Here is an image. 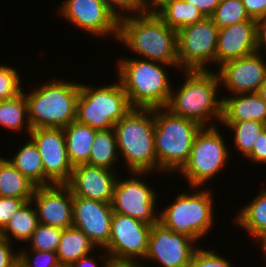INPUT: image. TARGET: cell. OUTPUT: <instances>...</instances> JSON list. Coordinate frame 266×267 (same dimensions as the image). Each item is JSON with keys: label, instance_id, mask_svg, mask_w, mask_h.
<instances>
[{"label": "cell", "instance_id": "obj_21", "mask_svg": "<svg viewBox=\"0 0 266 267\" xmlns=\"http://www.w3.org/2000/svg\"><path fill=\"white\" fill-rule=\"evenodd\" d=\"M227 95L222 97L220 123L253 120L266 124V102L257 92Z\"/></svg>", "mask_w": 266, "mask_h": 267}, {"label": "cell", "instance_id": "obj_14", "mask_svg": "<svg viewBox=\"0 0 266 267\" xmlns=\"http://www.w3.org/2000/svg\"><path fill=\"white\" fill-rule=\"evenodd\" d=\"M42 157L44 186L66 184L72 173L63 128H34L29 136Z\"/></svg>", "mask_w": 266, "mask_h": 267}, {"label": "cell", "instance_id": "obj_47", "mask_svg": "<svg viewBox=\"0 0 266 267\" xmlns=\"http://www.w3.org/2000/svg\"><path fill=\"white\" fill-rule=\"evenodd\" d=\"M260 97L266 102V78L265 81L262 83V85L260 86V89L257 92Z\"/></svg>", "mask_w": 266, "mask_h": 267}, {"label": "cell", "instance_id": "obj_22", "mask_svg": "<svg viewBox=\"0 0 266 267\" xmlns=\"http://www.w3.org/2000/svg\"><path fill=\"white\" fill-rule=\"evenodd\" d=\"M261 191V192H260ZM234 217V223L256 241L257 244L266 236V189H261Z\"/></svg>", "mask_w": 266, "mask_h": 267}, {"label": "cell", "instance_id": "obj_45", "mask_svg": "<svg viewBox=\"0 0 266 267\" xmlns=\"http://www.w3.org/2000/svg\"><path fill=\"white\" fill-rule=\"evenodd\" d=\"M168 1L171 0H140V13L156 12Z\"/></svg>", "mask_w": 266, "mask_h": 267}, {"label": "cell", "instance_id": "obj_39", "mask_svg": "<svg viewBox=\"0 0 266 267\" xmlns=\"http://www.w3.org/2000/svg\"><path fill=\"white\" fill-rule=\"evenodd\" d=\"M13 244L7 238L0 236V267H15L19 263V250H14L16 244Z\"/></svg>", "mask_w": 266, "mask_h": 267}, {"label": "cell", "instance_id": "obj_2", "mask_svg": "<svg viewBox=\"0 0 266 267\" xmlns=\"http://www.w3.org/2000/svg\"><path fill=\"white\" fill-rule=\"evenodd\" d=\"M182 72L186 76L183 77L185 81L178 89L172 86L166 109L173 115L198 122L202 127L218 126L214 120L218 121V124L221 121L223 96H220L217 71L213 69Z\"/></svg>", "mask_w": 266, "mask_h": 267}, {"label": "cell", "instance_id": "obj_30", "mask_svg": "<svg viewBox=\"0 0 266 267\" xmlns=\"http://www.w3.org/2000/svg\"><path fill=\"white\" fill-rule=\"evenodd\" d=\"M0 125L11 132L23 131L29 135L32 127L28 118V104L24 91L18 96L0 101ZM25 128V129H24Z\"/></svg>", "mask_w": 266, "mask_h": 267}, {"label": "cell", "instance_id": "obj_3", "mask_svg": "<svg viewBox=\"0 0 266 267\" xmlns=\"http://www.w3.org/2000/svg\"><path fill=\"white\" fill-rule=\"evenodd\" d=\"M134 57H121L116 61V79L122 84L130 104L133 108H166L173 84L165 68L175 67Z\"/></svg>", "mask_w": 266, "mask_h": 267}, {"label": "cell", "instance_id": "obj_12", "mask_svg": "<svg viewBox=\"0 0 266 267\" xmlns=\"http://www.w3.org/2000/svg\"><path fill=\"white\" fill-rule=\"evenodd\" d=\"M151 226L143 221L113 212L109 243L104 250L111 260L140 261L148 251Z\"/></svg>", "mask_w": 266, "mask_h": 267}, {"label": "cell", "instance_id": "obj_31", "mask_svg": "<svg viewBox=\"0 0 266 267\" xmlns=\"http://www.w3.org/2000/svg\"><path fill=\"white\" fill-rule=\"evenodd\" d=\"M221 125L230 129L231 133L234 135V149L236 148L237 151L241 152L243 157H246L252 151L259 134L266 128L265 123L253 120L221 123Z\"/></svg>", "mask_w": 266, "mask_h": 267}, {"label": "cell", "instance_id": "obj_18", "mask_svg": "<svg viewBox=\"0 0 266 267\" xmlns=\"http://www.w3.org/2000/svg\"><path fill=\"white\" fill-rule=\"evenodd\" d=\"M112 217L111 204L73 196V227L83 231L97 248L109 243Z\"/></svg>", "mask_w": 266, "mask_h": 267}, {"label": "cell", "instance_id": "obj_35", "mask_svg": "<svg viewBox=\"0 0 266 267\" xmlns=\"http://www.w3.org/2000/svg\"><path fill=\"white\" fill-rule=\"evenodd\" d=\"M21 248L17 250H19V263L22 267H61L56 252Z\"/></svg>", "mask_w": 266, "mask_h": 267}, {"label": "cell", "instance_id": "obj_13", "mask_svg": "<svg viewBox=\"0 0 266 267\" xmlns=\"http://www.w3.org/2000/svg\"><path fill=\"white\" fill-rule=\"evenodd\" d=\"M57 9L60 17L79 30L98 38L111 36L117 41L119 18L103 0H64Z\"/></svg>", "mask_w": 266, "mask_h": 267}, {"label": "cell", "instance_id": "obj_16", "mask_svg": "<svg viewBox=\"0 0 266 267\" xmlns=\"http://www.w3.org/2000/svg\"><path fill=\"white\" fill-rule=\"evenodd\" d=\"M261 52H253L238 59L223 63L217 74L220 87L230 95L255 93L266 78V61Z\"/></svg>", "mask_w": 266, "mask_h": 267}, {"label": "cell", "instance_id": "obj_9", "mask_svg": "<svg viewBox=\"0 0 266 267\" xmlns=\"http://www.w3.org/2000/svg\"><path fill=\"white\" fill-rule=\"evenodd\" d=\"M221 134L219 125L202 127L196 134L188 162L179 171L186 178L187 185L192 187H207L206 183L226 168L229 164L230 149ZM216 175V177H215Z\"/></svg>", "mask_w": 266, "mask_h": 267}, {"label": "cell", "instance_id": "obj_32", "mask_svg": "<svg viewBox=\"0 0 266 267\" xmlns=\"http://www.w3.org/2000/svg\"><path fill=\"white\" fill-rule=\"evenodd\" d=\"M210 18L219 29L251 19L241 0H221Z\"/></svg>", "mask_w": 266, "mask_h": 267}, {"label": "cell", "instance_id": "obj_44", "mask_svg": "<svg viewBox=\"0 0 266 267\" xmlns=\"http://www.w3.org/2000/svg\"><path fill=\"white\" fill-rule=\"evenodd\" d=\"M262 49L266 52V17L256 20V50L263 53Z\"/></svg>", "mask_w": 266, "mask_h": 267}, {"label": "cell", "instance_id": "obj_49", "mask_svg": "<svg viewBox=\"0 0 266 267\" xmlns=\"http://www.w3.org/2000/svg\"><path fill=\"white\" fill-rule=\"evenodd\" d=\"M15 267H22L20 263H18Z\"/></svg>", "mask_w": 266, "mask_h": 267}, {"label": "cell", "instance_id": "obj_37", "mask_svg": "<svg viewBox=\"0 0 266 267\" xmlns=\"http://www.w3.org/2000/svg\"><path fill=\"white\" fill-rule=\"evenodd\" d=\"M31 199H18L0 196V231L9 223L11 217Z\"/></svg>", "mask_w": 266, "mask_h": 267}, {"label": "cell", "instance_id": "obj_17", "mask_svg": "<svg viewBox=\"0 0 266 267\" xmlns=\"http://www.w3.org/2000/svg\"><path fill=\"white\" fill-rule=\"evenodd\" d=\"M31 202L40 224L61 229L73 226V195L66 184L36 187Z\"/></svg>", "mask_w": 266, "mask_h": 267}, {"label": "cell", "instance_id": "obj_10", "mask_svg": "<svg viewBox=\"0 0 266 267\" xmlns=\"http://www.w3.org/2000/svg\"><path fill=\"white\" fill-rule=\"evenodd\" d=\"M129 173L130 175L127 179H125L127 176L124 179L117 178L111 201L113 212L132 217L150 225L158 223L159 212L158 207H156L159 200L158 191L150 187L148 182L143 181L146 178L145 176L154 172L131 171Z\"/></svg>", "mask_w": 266, "mask_h": 267}, {"label": "cell", "instance_id": "obj_26", "mask_svg": "<svg viewBox=\"0 0 266 267\" xmlns=\"http://www.w3.org/2000/svg\"><path fill=\"white\" fill-rule=\"evenodd\" d=\"M36 186L22 175L6 157L0 156V196L31 199Z\"/></svg>", "mask_w": 266, "mask_h": 267}, {"label": "cell", "instance_id": "obj_27", "mask_svg": "<svg viewBox=\"0 0 266 267\" xmlns=\"http://www.w3.org/2000/svg\"><path fill=\"white\" fill-rule=\"evenodd\" d=\"M118 158L120 156L114 129L96 130L87 164L117 171L115 166L120 161Z\"/></svg>", "mask_w": 266, "mask_h": 267}, {"label": "cell", "instance_id": "obj_40", "mask_svg": "<svg viewBox=\"0 0 266 267\" xmlns=\"http://www.w3.org/2000/svg\"><path fill=\"white\" fill-rule=\"evenodd\" d=\"M245 158L255 165L266 164V128L259 134L252 151Z\"/></svg>", "mask_w": 266, "mask_h": 267}, {"label": "cell", "instance_id": "obj_5", "mask_svg": "<svg viewBox=\"0 0 266 267\" xmlns=\"http://www.w3.org/2000/svg\"><path fill=\"white\" fill-rule=\"evenodd\" d=\"M72 82L64 79L50 80L36 88L33 87L30 92H25L23 88L32 129H64L71 122L76 121L80 82L75 80Z\"/></svg>", "mask_w": 266, "mask_h": 267}, {"label": "cell", "instance_id": "obj_41", "mask_svg": "<svg viewBox=\"0 0 266 267\" xmlns=\"http://www.w3.org/2000/svg\"><path fill=\"white\" fill-rule=\"evenodd\" d=\"M99 250L102 253V254L99 253V255H100V256H98L99 262H98V260H95L97 258H95L96 256H95L94 251H93V254L90 253L86 256H83L82 258H80L76 262L72 263L69 267H100L101 265H102L101 267H106L108 261L110 260L109 255L106 253L104 248H102V249L99 248ZM100 261L102 262V264H100L101 263ZM97 263H99L100 265Z\"/></svg>", "mask_w": 266, "mask_h": 267}, {"label": "cell", "instance_id": "obj_48", "mask_svg": "<svg viewBox=\"0 0 266 267\" xmlns=\"http://www.w3.org/2000/svg\"><path fill=\"white\" fill-rule=\"evenodd\" d=\"M258 243H259L260 247L262 248L261 249V251H263L262 254L264 255V257L266 259V236L261 241H259Z\"/></svg>", "mask_w": 266, "mask_h": 267}, {"label": "cell", "instance_id": "obj_24", "mask_svg": "<svg viewBox=\"0 0 266 267\" xmlns=\"http://www.w3.org/2000/svg\"><path fill=\"white\" fill-rule=\"evenodd\" d=\"M96 250L99 249L89 237L83 231L72 226L62 230L56 254L60 265L69 267L83 256Z\"/></svg>", "mask_w": 266, "mask_h": 267}, {"label": "cell", "instance_id": "obj_38", "mask_svg": "<svg viewBox=\"0 0 266 267\" xmlns=\"http://www.w3.org/2000/svg\"><path fill=\"white\" fill-rule=\"evenodd\" d=\"M103 1L119 19L127 15H134L140 13V0H103Z\"/></svg>", "mask_w": 266, "mask_h": 267}, {"label": "cell", "instance_id": "obj_43", "mask_svg": "<svg viewBox=\"0 0 266 267\" xmlns=\"http://www.w3.org/2000/svg\"><path fill=\"white\" fill-rule=\"evenodd\" d=\"M191 3L206 17L210 18L221 0H184Z\"/></svg>", "mask_w": 266, "mask_h": 267}, {"label": "cell", "instance_id": "obj_15", "mask_svg": "<svg viewBox=\"0 0 266 267\" xmlns=\"http://www.w3.org/2000/svg\"><path fill=\"white\" fill-rule=\"evenodd\" d=\"M197 245V246H196ZM201 245L187 235L175 233L161 222L151 226L145 261L160 267H188L195 250Z\"/></svg>", "mask_w": 266, "mask_h": 267}, {"label": "cell", "instance_id": "obj_25", "mask_svg": "<svg viewBox=\"0 0 266 267\" xmlns=\"http://www.w3.org/2000/svg\"><path fill=\"white\" fill-rule=\"evenodd\" d=\"M29 139V140H28ZM14 156L7 160L36 187L44 186L42 157L34 141L29 137Z\"/></svg>", "mask_w": 266, "mask_h": 267}, {"label": "cell", "instance_id": "obj_36", "mask_svg": "<svg viewBox=\"0 0 266 267\" xmlns=\"http://www.w3.org/2000/svg\"><path fill=\"white\" fill-rule=\"evenodd\" d=\"M188 267H233L232 262L214 249H201L198 247Z\"/></svg>", "mask_w": 266, "mask_h": 267}, {"label": "cell", "instance_id": "obj_29", "mask_svg": "<svg viewBox=\"0 0 266 267\" xmlns=\"http://www.w3.org/2000/svg\"><path fill=\"white\" fill-rule=\"evenodd\" d=\"M155 13L176 31L206 18L199 9L184 0L168 1Z\"/></svg>", "mask_w": 266, "mask_h": 267}, {"label": "cell", "instance_id": "obj_34", "mask_svg": "<svg viewBox=\"0 0 266 267\" xmlns=\"http://www.w3.org/2000/svg\"><path fill=\"white\" fill-rule=\"evenodd\" d=\"M0 65V101L12 99L23 92L21 76L15 67Z\"/></svg>", "mask_w": 266, "mask_h": 267}, {"label": "cell", "instance_id": "obj_42", "mask_svg": "<svg viewBox=\"0 0 266 267\" xmlns=\"http://www.w3.org/2000/svg\"><path fill=\"white\" fill-rule=\"evenodd\" d=\"M249 17L255 20L266 17V0H241Z\"/></svg>", "mask_w": 266, "mask_h": 267}, {"label": "cell", "instance_id": "obj_8", "mask_svg": "<svg viewBox=\"0 0 266 267\" xmlns=\"http://www.w3.org/2000/svg\"><path fill=\"white\" fill-rule=\"evenodd\" d=\"M133 109L120 81L97 87L80 83L76 121L96 130H106Z\"/></svg>", "mask_w": 266, "mask_h": 267}, {"label": "cell", "instance_id": "obj_46", "mask_svg": "<svg viewBox=\"0 0 266 267\" xmlns=\"http://www.w3.org/2000/svg\"><path fill=\"white\" fill-rule=\"evenodd\" d=\"M106 267H147L141 261H116L109 260Z\"/></svg>", "mask_w": 266, "mask_h": 267}, {"label": "cell", "instance_id": "obj_4", "mask_svg": "<svg viewBox=\"0 0 266 267\" xmlns=\"http://www.w3.org/2000/svg\"><path fill=\"white\" fill-rule=\"evenodd\" d=\"M113 129L126 170L156 173L154 109L133 108Z\"/></svg>", "mask_w": 266, "mask_h": 267}, {"label": "cell", "instance_id": "obj_6", "mask_svg": "<svg viewBox=\"0 0 266 267\" xmlns=\"http://www.w3.org/2000/svg\"><path fill=\"white\" fill-rule=\"evenodd\" d=\"M154 121L157 173H179L189 160L194 138L202 126L173 115L166 108H154Z\"/></svg>", "mask_w": 266, "mask_h": 267}, {"label": "cell", "instance_id": "obj_20", "mask_svg": "<svg viewBox=\"0 0 266 267\" xmlns=\"http://www.w3.org/2000/svg\"><path fill=\"white\" fill-rule=\"evenodd\" d=\"M256 51L255 19L221 28L218 30L215 67Z\"/></svg>", "mask_w": 266, "mask_h": 267}, {"label": "cell", "instance_id": "obj_28", "mask_svg": "<svg viewBox=\"0 0 266 267\" xmlns=\"http://www.w3.org/2000/svg\"><path fill=\"white\" fill-rule=\"evenodd\" d=\"M38 224L36 209L33 203L28 201L11 217L7 226L1 231V236L11 243L19 241L18 244H27Z\"/></svg>", "mask_w": 266, "mask_h": 267}, {"label": "cell", "instance_id": "obj_19", "mask_svg": "<svg viewBox=\"0 0 266 267\" xmlns=\"http://www.w3.org/2000/svg\"><path fill=\"white\" fill-rule=\"evenodd\" d=\"M116 171L81 164L73 167L66 185L72 195L111 204L118 178Z\"/></svg>", "mask_w": 266, "mask_h": 267}, {"label": "cell", "instance_id": "obj_33", "mask_svg": "<svg viewBox=\"0 0 266 267\" xmlns=\"http://www.w3.org/2000/svg\"><path fill=\"white\" fill-rule=\"evenodd\" d=\"M61 228L38 224L31 238L27 241L30 245L28 248L39 251L56 252L60 243Z\"/></svg>", "mask_w": 266, "mask_h": 267}, {"label": "cell", "instance_id": "obj_1", "mask_svg": "<svg viewBox=\"0 0 266 267\" xmlns=\"http://www.w3.org/2000/svg\"><path fill=\"white\" fill-rule=\"evenodd\" d=\"M140 59L172 65L179 69L177 31L155 12H141L119 19L118 38Z\"/></svg>", "mask_w": 266, "mask_h": 267}, {"label": "cell", "instance_id": "obj_23", "mask_svg": "<svg viewBox=\"0 0 266 267\" xmlns=\"http://www.w3.org/2000/svg\"><path fill=\"white\" fill-rule=\"evenodd\" d=\"M65 143L69 161L73 167L87 164L91 152L96 129L77 121L64 128Z\"/></svg>", "mask_w": 266, "mask_h": 267}, {"label": "cell", "instance_id": "obj_7", "mask_svg": "<svg viewBox=\"0 0 266 267\" xmlns=\"http://www.w3.org/2000/svg\"><path fill=\"white\" fill-rule=\"evenodd\" d=\"M192 189V193L179 191L174 201L159 211V222L173 232L187 235L199 242L210 233L214 225L215 204L211 189L207 187L202 189L192 187Z\"/></svg>", "mask_w": 266, "mask_h": 267}, {"label": "cell", "instance_id": "obj_11", "mask_svg": "<svg viewBox=\"0 0 266 267\" xmlns=\"http://www.w3.org/2000/svg\"><path fill=\"white\" fill-rule=\"evenodd\" d=\"M218 30L211 18H205L177 31L180 70H211L209 64L215 66Z\"/></svg>", "mask_w": 266, "mask_h": 267}]
</instances>
